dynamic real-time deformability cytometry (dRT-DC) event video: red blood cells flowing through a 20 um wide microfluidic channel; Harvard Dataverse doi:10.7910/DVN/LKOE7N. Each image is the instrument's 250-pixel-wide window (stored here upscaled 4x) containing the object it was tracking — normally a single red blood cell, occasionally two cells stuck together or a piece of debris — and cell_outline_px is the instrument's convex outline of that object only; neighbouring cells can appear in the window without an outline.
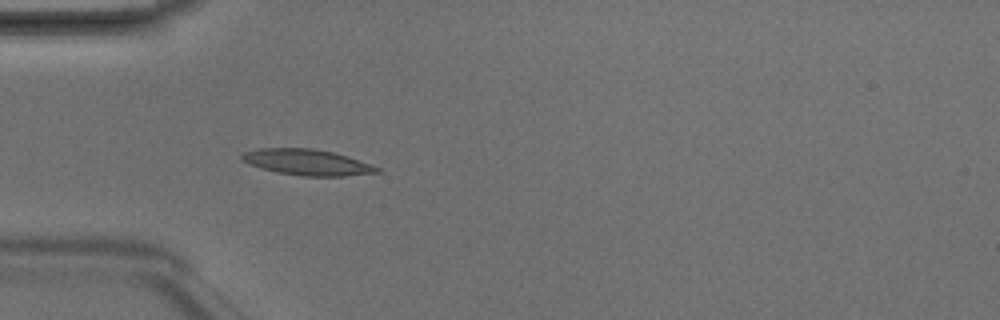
{"species": "Egyptian fruit bat (a non-hibernating species)", "species_latin": "Rousettus aegyptiacus", "temperature_condition": "room temperature", "stored_images_in_passage": 5, "camera_frame_rate_fps": 3000, "um_per_image_px": 0.085, "animal": {"sex": "male"}, "frame": {"image": 1, "passage_image": 5, "time_ms": 1.333, "image_size_px": [1000, 320], "cell_outline_px": [[380, 172], [344, 176], [304, 176], [276, 172], [260, 168], [248, 164], [240, 160], [240, 156], [244, 152], [260, 148], [312, 148], [332, 152], [348, 156], [372, 164], [380, 168]], "centroid_in_image_um": [26.09, 13.79], "position_along_channel_um": 58.9, "area_um2": 20.52}}